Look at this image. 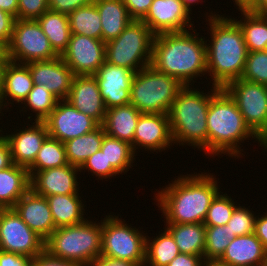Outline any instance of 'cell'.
Returning a JSON list of instances; mask_svg holds the SVG:
<instances>
[{
  "label": "cell",
  "instance_id": "obj_35",
  "mask_svg": "<svg viewBox=\"0 0 267 266\" xmlns=\"http://www.w3.org/2000/svg\"><path fill=\"white\" fill-rule=\"evenodd\" d=\"M72 34L102 40L101 17L94 2L68 14Z\"/></svg>",
  "mask_w": 267,
  "mask_h": 266
},
{
  "label": "cell",
  "instance_id": "obj_8",
  "mask_svg": "<svg viewBox=\"0 0 267 266\" xmlns=\"http://www.w3.org/2000/svg\"><path fill=\"white\" fill-rule=\"evenodd\" d=\"M154 37L142 20H132L117 38L105 43V61L136 73L151 65Z\"/></svg>",
  "mask_w": 267,
  "mask_h": 266
},
{
  "label": "cell",
  "instance_id": "obj_1",
  "mask_svg": "<svg viewBox=\"0 0 267 266\" xmlns=\"http://www.w3.org/2000/svg\"><path fill=\"white\" fill-rule=\"evenodd\" d=\"M213 175L206 171L182 174L157 191L154 200L163 213L165 224L204 222L212 200L221 192Z\"/></svg>",
  "mask_w": 267,
  "mask_h": 266
},
{
  "label": "cell",
  "instance_id": "obj_38",
  "mask_svg": "<svg viewBox=\"0 0 267 266\" xmlns=\"http://www.w3.org/2000/svg\"><path fill=\"white\" fill-rule=\"evenodd\" d=\"M235 237L231 235L228 225L206 226L204 261L217 262Z\"/></svg>",
  "mask_w": 267,
  "mask_h": 266
},
{
  "label": "cell",
  "instance_id": "obj_54",
  "mask_svg": "<svg viewBox=\"0 0 267 266\" xmlns=\"http://www.w3.org/2000/svg\"><path fill=\"white\" fill-rule=\"evenodd\" d=\"M244 9L250 12L264 14L267 12V0H252Z\"/></svg>",
  "mask_w": 267,
  "mask_h": 266
},
{
  "label": "cell",
  "instance_id": "obj_61",
  "mask_svg": "<svg viewBox=\"0 0 267 266\" xmlns=\"http://www.w3.org/2000/svg\"><path fill=\"white\" fill-rule=\"evenodd\" d=\"M265 264L267 265V251H266V262H265Z\"/></svg>",
  "mask_w": 267,
  "mask_h": 266
},
{
  "label": "cell",
  "instance_id": "obj_59",
  "mask_svg": "<svg viewBox=\"0 0 267 266\" xmlns=\"http://www.w3.org/2000/svg\"><path fill=\"white\" fill-rule=\"evenodd\" d=\"M202 266H224V265H221L218 262H205Z\"/></svg>",
  "mask_w": 267,
  "mask_h": 266
},
{
  "label": "cell",
  "instance_id": "obj_36",
  "mask_svg": "<svg viewBox=\"0 0 267 266\" xmlns=\"http://www.w3.org/2000/svg\"><path fill=\"white\" fill-rule=\"evenodd\" d=\"M64 143L48 136L43 142L34 163L28 168L29 176L35 172L67 165Z\"/></svg>",
  "mask_w": 267,
  "mask_h": 266
},
{
  "label": "cell",
  "instance_id": "obj_49",
  "mask_svg": "<svg viewBox=\"0 0 267 266\" xmlns=\"http://www.w3.org/2000/svg\"><path fill=\"white\" fill-rule=\"evenodd\" d=\"M204 263L201 256L179 253L167 266H202Z\"/></svg>",
  "mask_w": 267,
  "mask_h": 266
},
{
  "label": "cell",
  "instance_id": "obj_29",
  "mask_svg": "<svg viewBox=\"0 0 267 266\" xmlns=\"http://www.w3.org/2000/svg\"><path fill=\"white\" fill-rule=\"evenodd\" d=\"M79 194L53 195L46 197L55 227L77 225L84 222L86 205Z\"/></svg>",
  "mask_w": 267,
  "mask_h": 266
},
{
  "label": "cell",
  "instance_id": "obj_34",
  "mask_svg": "<svg viewBox=\"0 0 267 266\" xmlns=\"http://www.w3.org/2000/svg\"><path fill=\"white\" fill-rule=\"evenodd\" d=\"M163 229L155 238L146 236L144 266H167L180 253L171 233Z\"/></svg>",
  "mask_w": 267,
  "mask_h": 266
},
{
  "label": "cell",
  "instance_id": "obj_33",
  "mask_svg": "<svg viewBox=\"0 0 267 266\" xmlns=\"http://www.w3.org/2000/svg\"><path fill=\"white\" fill-rule=\"evenodd\" d=\"M238 11L242 14V19H233L242 29L248 52L267 50V17L245 9Z\"/></svg>",
  "mask_w": 267,
  "mask_h": 266
},
{
  "label": "cell",
  "instance_id": "obj_46",
  "mask_svg": "<svg viewBox=\"0 0 267 266\" xmlns=\"http://www.w3.org/2000/svg\"><path fill=\"white\" fill-rule=\"evenodd\" d=\"M31 266H82L81 264L66 261L50 255L46 250L31 259Z\"/></svg>",
  "mask_w": 267,
  "mask_h": 266
},
{
  "label": "cell",
  "instance_id": "obj_28",
  "mask_svg": "<svg viewBox=\"0 0 267 266\" xmlns=\"http://www.w3.org/2000/svg\"><path fill=\"white\" fill-rule=\"evenodd\" d=\"M100 150L106 158V179L128 172L135 162L136 155L131 144L104 135Z\"/></svg>",
  "mask_w": 267,
  "mask_h": 266
},
{
  "label": "cell",
  "instance_id": "obj_31",
  "mask_svg": "<svg viewBox=\"0 0 267 266\" xmlns=\"http://www.w3.org/2000/svg\"><path fill=\"white\" fill-rule=\"evenodd\" d=\"M54 52L61 56L67 49L71 37L68 15L47 10L38 19Z\"/></svg>",
  "mask_w": 267,
  "mask_h": 266
},
{
  "label": "cell",
  "instance_id": "obj_24",
  "mask_svg": "<svg viewBox=\"0 0 267 266\" xmlns=\"http://www.w3.org/2000/svg\"><path fill=\"white\" fill-rule=\"evenodd\" d=\"M34 83L29 67L26 64L9 61L4 71L3 88L0 94L4 110L12 105H21L33 89ZM10 101V103H9ZM12 101V102H11ZM6 107V109H5Z\"/></svg>",
  "mask_w": 267,
  "mask_h": 266
},
{
  "label": "cell",
  "instance_id": "obj_19",
  "mask_svg": "<svg viewBox=\"0 0 267 266\" xmlns=\"http://www.w3.org/2000/svg\"><path fill=\"white\" fill-rule=\"evenodd\" d=\"M31 124H27V128L24 125L22 129L14 130V133L10 132L11 134L4 133L2 130V135L10 146L12 162L27 169L34 163L38 151L49 136L43 121H35Z\"/></svg>",
  "mask_w": 267,
  "mask_h": 266
},
{
  "label": "cell",
  "instance_id": "obj_4",
  "mask_svg": "<svg viewBox=\"0 0 267 266\" xmlns=\"http://www.w3.org/2000/svg\"><path fill=\"white\" fill-rule=\"evenodd\" d=\"M207 129L208 157L224 154L240 159L245 152L240 145L248 139L257 140L259 146L266 150L265 143L249 128L235 101L223 88L211 87Z\"/></svg>",
  "mask_w": 267,
  "mask_h": 266
},
{
  "label": "cell",
  "instance_id": "obj_7",
  "mask_svg": "<svg viewBox=\"0 0 267 266\" xmlns=\"http://www.w3.org/2000/svg\"><path fill=\"white\" fill-rule=\"evenodd\" d=\"M184 85L149 65L137 71L130 89V104L141 113L168 114Z\"/></svg>",
  "mask_w": 267,
  "mask_h": 266
},
{
  "label": "cell",
  "instance_id": "obj_60",
  "mask_svg": "<svg viewBox=\"0 0 267 266\" xmlns=\"http://www.w3.org/2000/svg\"><path fill=\"white\" fill-rule=\"evenodd\" d=\"M3 109H4V107H3L2 103H1V97H0V113H2V115L4 116V113L2 112ZM2 115H0V116H2Z\"/></svg>",
  "mask_w": 267,
  "mask_h": 266
},
{
  "label": "cell",
  "instance_id": "obj_11",
  "mask_svg": "<svg viewBox=\"0 0 267 266\" xmlns=\"http://www.w3.org/2000/svg\"><path fill=\"white\" fill-rule=\"evenodd\" d=\"M57 57L37 20L16 19L9 43L10 61L27 64Z\"/></svg>",
  "mask_w": 267,
  "mask_h": 266
},
{
  "label": "cell",
  "instance_id": "obj_32",
  "mask_svg": "<svg viewBox=\"0 0 267 266\" xmlns=\"http://www.w3.org/2000/svg\"><path fill=\"white\" fill-rule=\"evenodd\" d=\"M105 131L102 125L82 136L64 142L67 162L80 168L94 153L100 150Z\"/></svg>",
  "mask_w": 267,
  "mask_h": 266
},
{
  "label": "cell",
  "instance_id": "obj_55",
  "mask_svg": "<svg viewBox=\"0 0 267 266\" xmlns=\"http://www.w3.org/2000/svg\"><path fill=\"white\" fill-rule=\"evenodd\" d=\"M9 45L0 40V62H9Z\"/></svg>",
  "mask_w": 267,
  "mask_h": 266
},
{
  "label": "cell",
  "instance_id": "obj_21",
  "mask_svg": "<svg viewBox=\"0 0 267 266\" xmlns=\"http://www.w3.org/2000/svg\"><path fill=\"white\" fill-rule=\"evenodd\" d=\"M78 111L103 124L106 107L94 75H76L66 99Z\"/></svg>",
  "mask_w": 267,
  "mask_h": 266
},
{
  "label": "cell",
  "instance_id": "obj_20",
  "mask_svg": "<svg viewBox=\"0 0 267 266\" xmlns=\"http://www.w3.org/2000/svg\"><path fill=\"white\" fill-rule=\"evenodd\" d=\"M78 172L79 168L69 163L62 167L37 171L30 177V189L44 197L79 194Z\"/></svg>",
  "mask_w": 267,
  "mask_h": 266
},
{
  "label": "cell",
  "instance_id": "obj_42",
  "mask_svg": "<svg viewBox=\"0 0 267 266\" xmlns=\"http://www.w3.org/2000/svg\"><path fill=\"white\" fill-rule=\"evenodd\" d=\"M47 10L48 0H18L17 19L37 20Z\"/></svg>",
  "mask_w": 267,
  "mask_h": 266
},
{
  "label": "cell",
  "instance_id": "obj_3",
  "mask_svg": "<svg viewBox=\"0 0 267 266\" xmlns=\"http://www.w3.org/2000/svg\"><path fill=\"white\" fill-rule=\"evenodd\" d=\"M194 28L157 34L153 40L151 66L184 86L207 74L205 37H199Z\"/></svg>",
  "mask_w": 267,
  "mask_h": 266
},
{
  "label": "cell",
  "instance_id": "obj_51",
  "mask_svg": "<svg viewBox=\"0 0 267 266\" xmlns=\"http://www.w3.org/2000/svg\"><path fill=\"white\" fill-rule=\"evenodd\" d=\"M13 164L11 150L8 141L0 136V170L6 169Z\"/></svg>",
  "mask_w": 267,
  "mask_h": 266
},
{
  "label": "cell",
  "instance_id": "obj_12",
  "mask_svg": "<svg viewBox=\"0 0 267 266\" xmlns=\"http://www.w3.org/2000/svg\"><path fill=\"white\" fill-rule=\"evenodd\" d=\"M0 250L35 258L45 240L32 231L13 208L0 209Z\"/></svg>",
  "mask_w": 267,
  "mask_h": 266
},
{
  "label": "cell",
  "instance_id": "obj_27",
  "mask_svg": "<svg viewBox=\"0 0 267 266\" xmlns=\"http://www.w3.org/2000/svg\"><path fill=\"white\" fill-rule=\"evenodd\" d=\"M30 189V176L25 167L12 164L0 170V209L13 208Z\"/></svg>",
  "mask_w": 267,
  "mask_h": 266
},
{
  "label": "cell",
  "instance_id": "obj_41",
  "mask_svg": "<svg viewBox=\"0 0 267 266\" xmlns=\"http://www.w3.org/2000/svg\"><path fill=\"white\" fill-rule=\"evenodd\" d=\"M246 206L237 205L232 213L231 219L228 221L229 231L231 235L243 236L252 234L255 231V225L258 215Z\"/></svg>",
  "mask_w": 267,
  "mask_h": 266
},
{
  "label": "cell",
  "instance_id": "obj_39",
  "mask_svg": "<svg viewBox=\"0 0 267 266\" xmlns=\"http://www.w3.org/2000/svg\"><path fill=\"white\" fill-rule=\"evenodd\" d=\"M236 206L237 204L231 196L229 197L227 193L219 192L212 200L203 224L205 226L227 225Z\"/></svg>",
  "mask_w": 267,
  "mask_h": 266
},
{
  "label": "cell",
  "instance_id": "obj_9",
  "mask_svg": "<svg viewBox=\"0 0 267 266\" xmlns=\"http://www.w3.org/2000/svg\"><path fill=\"white\" fill-rule=\"evenodd\" d=\"M101 219H103L101 256L144 266L148 234L133 227L132 224L130 226L125 223L126 221L118 215L111 214Z\"/></svg>",
  "mask_w": 267,
  "mask_h": 266
},
{
  "label": "cell",
  "instance_id": "obj_23",
  "mask_svg": "<svg viewBox=\"0 0 267 266\" xmlns=\"http://www.w3.org/2000/svg\"><path fill=\"white\" fill-rule=\"evenodd\" d=\"M217 262L224 266H259L266 262V250L254 233L237 236Z\"/></svg>",
  "mask_w": 267,
  "mask_h": 266
},
{
  "label": "cell",
  "instance_id": "obj_26",
  "mask_svg": "<svg viewBox=\"0 0 267 266\" xmlns=\"http://www.w3.org/2000/svg\"><path fill=\"white\" fill-rule=\"evenodd\" d=\"M101 17L102 41L117 38L133 20L123 0H93Z\"/></svg>",
  "mask_w": 267,
  "mask_h": 266
},
{
  "label": "cell",
  "instance_id": "obj_48",
  "mask_svg": "<svg viewBox=\"0 0 267 266\" xmlns=\"http://www.w3.org/2000/svg\"><path fill=\"white\" fill-rule=\"evenodd\" d=\"M0 266H31V258L0 250Z\"/></svg>",
  "mask_w": 267,
  "mask_h": 266
},
{
  "label": "cell",
  "instance_id": "obj_2",
  "mask_svg": "<svg viewBox=\"0 0 267 266\" xmlns=\"http://www.w3.org/2000/svg\"><path fill=\"white\" fill-rule=\"evenodd\" d=\"M205 14L211 38V41L205 39L207 74L211 76L209 80L213 86L224 88L242 77L248 50L242 29L232 17L213 14L212 11Z\"/></svg>",
  "mask_w": 267,
  "mask_h": 266
},
{
  "label": "cell",
  "instance_id": "obj_30",
  "mask_svg": "<svg viewBox=\"0 0 267 266\" xmlns=\"http://www.w3.org/2000/svg\"><path fill=\"white\" fill-rule=\"evenodd\" d=\"M164 225L174 238L180 253L204 259L206 226L203 223Z\"/></svg>",
  "mask_w": 267,
  "mask_h": 266
},
{
  "label": "cell",
  "instance_id": "obj_56",
  "mask_svg": "<svg viewBox=\"0 0 267 266\" xmlns=\"http://www.w3.org/2000/svg\"><path fill=\"white\" fill-rule=\"evenodd\" d=\"M9 62H0V94L3 88L4 71Z\"/></svg>",
  "mask_w": 267,
  "mask_h": 266
},
{
  "label": "cell",
  "instance_id": "obj_25",
  "mask_svg": "<svg viewBox=\"0 0 267 266\" xmlns=\"http://www.w3.org/2000/svg\"><path fill=\"white\" fill-rule=\"evenodd\" d=\"M142 113L132 104L107 109L102 124L105 134L131 144Z\"/></svg>",
  "mask_w": 267,
  "mask_h": 266
},
{
  "label": "cell",
  "instance_id": "obj_14",
  "mask_svg": "<svg viewBox=\"0 0 267 266\" xmlns=\"http://www.w3.org/2000/svg\"><path fill=\"white\" fill-rule=\"evenodd\" d=\"M74 75H94L105 62V43L100 39L71 34L69 45L61 55Z\"/></svg>",
  "mask_w": 267,
  "mask_h": 266
},
{
  "label": "cell",
  "instance_id": "obj_18",
  "mask_svg": "<svg viewBox=\"0 0 267 266\" xmlns=\"http://www.w3.org/2000/svg\"><path fill=\"white\" fill-rule=\"evenodd\" d=\"M35 85H44L59 100H66L74 73L61 56L51 60L33 61L26 64Z\"/></svg>",
  "mask_w": 267,
  "mask_h": 266
},
{
  "label": "cell",
  "instance_id": "obj_37",
  "mask_svg": "<svg viewBox=\"0 0 267 266\" xmlns=\"http://www.w3.org/2000/svg\"><path fill=\"white\" fill-rule=\"evenodd\" d=\"M58 101L59 99L49 92L44 85L34 84L33 89L22 103L25 105L19 112H26L29 109L35 114L34 121H44L56 107Z\"/></svg>",
  "mask_w": 267,
  "mask_h": 266
},
{
  "label": "cell",
  "instance_id": "obj_6",
  "mask_svg": "<svg viewBox=\"0 0 267 266\" xmlns=\"http://www.w3.org/2000/svg\"><path fill=\"white\" fill-rule=\"evenodd\" d=\"M88 220L77 225L56 228L45 240V250L52 256L88 266L102 250V220Z\"/></svg>",
  "mask_w": 267,
  "mask_h": 266
},
{
  "label": "cell",
  "instance_id": "obj_45",
  "mask_svg": "<svg viewBox=\"0 0 267 266\" xmlns=\"http://www.w3.org/2000/svg\"><path fill=\"white\" fill-rule=\"evenodd\" d=\"M130 17L142 20L148 13L153 0H123Z\"/></svg>",
  "mask_w": 267,
  "mask_h": 266
},
{
  "label": "cell",
  "instance_id": "obj_17",
  "mask_svg": "<svg viewBox=\"0 0 267 266\" xmlns=\"http://www.w3.org/2000/svg\"><path fill=\"white\" fill-rule=\"evenodd\" d=\"M174 145L168 114L142 113L137 121L133 137V151L144 149L158 153ZM139 146V147H138Z\"/></svg>",
  "mask_w": 267,
  "mask_h": 266
},
{
  "label": "cell",
  "instance_id": "obj_57",
  "mask_svg": "<svg viewBox=\"0 0 267 266\" xmlns=\"http://www.w3.org/2000/svg\"><path fill=\"white\" fill-rule=\"evenodd\" d=\"M184 7L189 11V13L192 15L191 11H192V6L191 5H195L198 4L200 2V0H182ZM203 1L201 0V3Z\"/></svg>",
  "mask_w": 267,
  "mask_h": 266
},
{
  "label": "cell",
  "instance_id": "obj_22",
  "mask_svg": "<svg viewBox=\"0 0 267 266\" xmlns=\"http://www.w3.org/2000/svg\"><path fill=\"white\" fill-rule=\"evenodd\" d=\"M13 209L44 240L56 229L46 197L37 195L31 189L17 201Z\"/></svg>",
  "mask_w": 267,
  "mask_h": 266
},
{
  "label": "cell",
  "instance_id": "obj_50",
  "mask_svg": "<svg viewBox=\"0 0 267 266\" xmlns=\"http://www.w3.org/2000/svg\"><path fill=\"white\" fill-rule=\"evenodd\" d=\"M254 234L262 242L264 249L267 251V213L265 215H258Z\"/></svg>",
  "mask_w": 267,
  "mask_h": 266
},
{
  "label": "cell",
  "instance_id": "obj_5",
  "mask_svg": "<svg viewBox=\"0 0 267 266\" xmlns=\"http://www.w3.org/2000/svg\"><path fill=\"white\" fill-rule=\"evenodd\" d=\"M184 86L176 96L168 113L173 143L194 146L208 156L207 114L211 91Z\"/></svg>",
  "mask_w": 267,
  "mask_h": 266
},
{
  "label": "cell",
  "instance_id": "obj_40",
  "mask_svg": "<svg viewBox=\"0 0 267 266\" xmlns=\"http://www.w3.org/2000/svg\"><path fill=\"white\" fill-rule=\"evenodd\" d=\"M241 79L267 86V50L248 52Z\"/></svg>",
  "mask_w": 267,
  "mask_h": 266
},
{
  "label": "cell",
  "instance_id": "obj_15",
  "mask_svg": "<svg viewBox=\"0 0 267 266\" xmlns=\"http://www.w3.org/2000/svg\"><path fill=\"white\" fill-rule=\"evenodd\" d=\"M191 20L182 0H153L148 13L142 19L155 35L190 30L194 26V21Z\"/></svg>",
  "mask_w": 267,
  "mask_h": 266
},
{
  "label": "cell",
  "instance_id": "obj_44",
  "mask_svg": "<svg viewBox=\"0 0 267 266\" xmlns=\"http://www.w3.org/2000/svg\"><path fill=\"white\" fill-rule=\"evenodd\" d=\"M93 0H48L49 10L69 14L79 7L89 5Z\"/></svg>",
  "mask_w": 267,
  "mask_h": 266
},
{
  "label": "cell",
  "instance_id": "obj_13",
  "mask_svg": "<svg viewBox=\"0 0 267 266\" xmlns=\"http://www.w3.org/2000/svg\"><path fill=\"white\" fill-rule=\"evenodd\" d=\"M43 122L49 136L62 143L92 132L100 126L95 119L78 111L67 100H59Z\"/></svg>",
  "mask_w": 267,
  "mask_h": 266
},
{
  "label": "cell",
  "instance_id": "obj_52",
  "mask_svg": "<svg viewBox=\"0 0 267 266\" xmlns=\"http://www.w3.org/2000/svg\"><path fill=\"white\" fill-rule=\"evenodd\" d=\"M88 266H138L134 262L115 260L104 256L97 257Z\"/></svg>",
  "mask_w": 267,
  "mask_h": 266
},
{
  "label": "cell",
  "instance_id": "obj_43",
  "mask_svg": "<svg viewBox=\"0 0 267 266\" xmlns=\"http://www.w3.org/2000/svg\"><path fill=\"white\" fill-rule=\"evenodd\" d=\"M80 172L84 170L92 173V176L95 175L98 179H106V158L105 154L99 150L90 156L83 165L79 168Z\"/></svg>",
  "mask_w": 267,
  "mask_h": 266
},
{
  "label": "cell",
  "instance_id": "obj_58",
  "mask_svg": "<svg viewBox=\"0 0 267 266\" xmlns=\"http://www.w3.org/2000/svg\"><path fill=\"white\" fill-rule=\"evenodd\" d=\"M234 3L235 8L244 9L252 0H232Z\"/></svg>",
  "mask_w": 267,
  "mask_h": 266
},
{
  "label": "cell",
  "instance_id": "obj_10",
  "mask_svg": "<svg viewBox=\"0 0 267 266\" xmlns=\"http://www.w3.org/2000/svg\"><path fill=\"white\" fill-rule=\"evenodd\" d=\"M235 101L249 128L267 143V86L237 79L223 88Z\"/></svg>",
  "mask_w": 267,
  "mask_h": 266
},
{
  "label": "cell",
  "instance_id": "obj_47",
  "mask_svg": "<svg viewBox=\"0 0 267 266\" xmlns=\"http://www.w3.org/2000/svg\"><path fill=\"white\" fill-rule=\"evenodd\" d=\"M16 18L0 9V40L8 45L12 38Z\"/></svg>",
  "mask_w": 267,
  "mask_h": 266
},
{
  "label": "cell",
  "instance_id": "obj_16",
  "mask_svg": "<svg viewBox=\"0 0 267 266\" xmlns=\"http://www.w3.org/2000/svg\"><path fill=\"white\" fill-rule=\"evenodd\" d=\"M135 72L105 61L94 74L106 109L130 104Z\"/></svg>",
  "mask_w": 267,
  "mask_h": 266
},
{
  "label": "cell",
  "instance_id": "obj_53",
  "mask_svg": "<svg viewBox=\"0 0 267 266\" xmlns=\"http://www.w3.org/2000/svg\"><path fill=\"white\" fill-rule=\"evenodd\" d=\"M0 9L17 19L18 0H0Z\"/></svg>",
  "mask_w": 267,
  "mask_h": 266
}]
</instances>
